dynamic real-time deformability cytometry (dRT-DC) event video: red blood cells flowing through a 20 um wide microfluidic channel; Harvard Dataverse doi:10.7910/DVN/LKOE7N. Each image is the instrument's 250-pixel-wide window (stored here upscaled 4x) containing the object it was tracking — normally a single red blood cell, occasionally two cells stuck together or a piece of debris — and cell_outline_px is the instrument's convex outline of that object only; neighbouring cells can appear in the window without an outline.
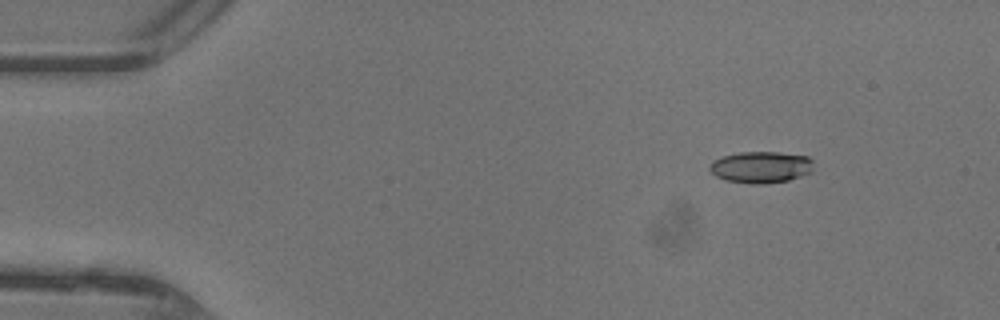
{"species": "common noctule bat (a hibernating species)", "species_latin": "Nyctalus noctula", "temperature_condition": "warm", "stored_images_in_passage": 42, "camera_frame_rate_fps": 3000, "um_per_image_px": 0.085, "animal": {"sex": "female"}, "frame": {"image": 1, "passage_image": 1, "time_ms": 0.0, "image_size_px": [1000, 320], "cell_outline_px": [[812, 172], [788, 180], [764, 184], [752, 184], [728, 180], [716, 176], [708, 168], [712, 160], [724, 156], [740, 152], [780, 152], [808, 156], [812, 160]], "centroid_in_image_um": [64.69, 14.2], "position_along_channel_um": 20.3, "area_um2": 19.07}}
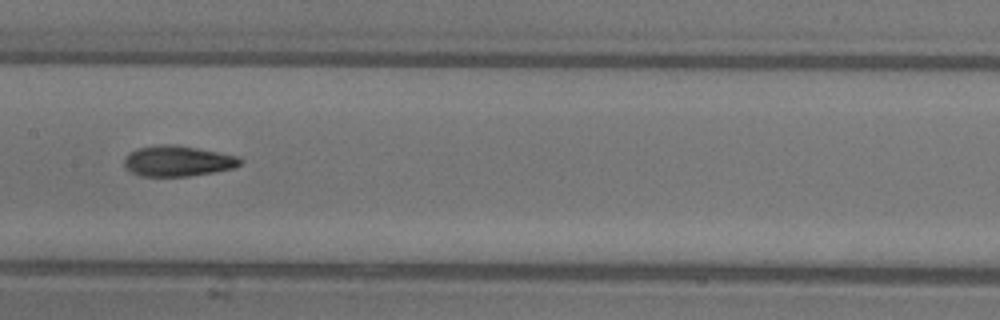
{"frame": {"image": 2, "passage_image": 19, "time_ms": 6.0, "image_size_px": [1000, 320], "cell_outline_px": [[240, 164], [236, 168], [188, 176], [140, 176], [132, 172], [124, 164], [124, 160], [132, 152], [140, 148], [160, 144], [172, 144], [196, 148], [236, 156], [240, 160]], "centroid_in_image_um": [15.11, 13.69], "position_along_channel_um": 192.3, "area_um2": 20.17}}
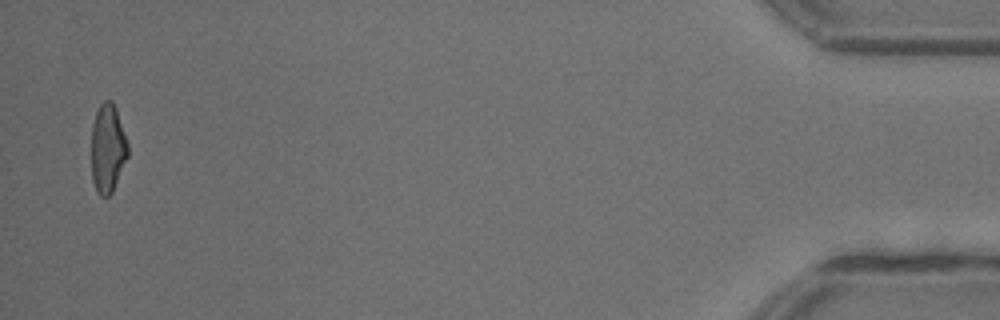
{"frame": {"image": 3, "passage_image": 41, "time_ms": 13.333, "image_size_px": [1000, 320], "cell_outline_px": [[128, 156], [112, 192], [108, 196], [100, 196], [92, 180], [92, 124], [96, 112], [100, 104], [104, 100], [112, 100], [116, 108], [128, 144]], "centroid_in_image_um": [9.16, 12.59], "position_along_channel_um": 426.0, "area_um2": 18.73}, "authors_computed_cell_mechanics": {"area_um2": 19.8543, "velocity_mm_per_s": 4.4446, "shape_relaxation_time_tau1_ms": 6.2595, "shape_relaxation_time_tau2_ms": 1.8275, "deformation_change_tau1": 0.2229, "deformation_change_tau2": 0.0898}}